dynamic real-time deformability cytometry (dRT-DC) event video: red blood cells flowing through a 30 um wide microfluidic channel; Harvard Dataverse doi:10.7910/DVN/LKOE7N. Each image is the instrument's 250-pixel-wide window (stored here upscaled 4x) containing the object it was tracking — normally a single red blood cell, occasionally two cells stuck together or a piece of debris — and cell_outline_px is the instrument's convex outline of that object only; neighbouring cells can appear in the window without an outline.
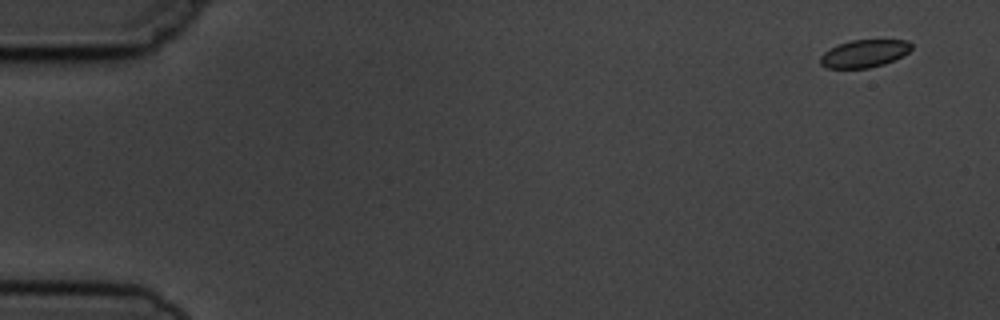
{"species": "common noctule bat (a hibernating species)", "species_latin": "Nyctalus noctula", "temperature_condition": "cold", "stored_images_in_passage": 5, "camera_frame_rate_fps": 3000, "um_per_image_px": 0.085, "animal": {"sex": "male", "body_mass_g": 19.5, "forearm_length_mm": 54.6}, "frame": {"image": 1, "passage_image": 1, "time_ms": 0.0, "image_size_px": [1000, 320], "cell_outline_px": [[912, 48], [908, 52], [884, 64], [868, 68], [828, 68], [820, 64], [820, 56], [824, 52], [840, 44], [852, 40], [908, 40], [912, 44]], "centroid_in_image_um": [73.46, 4.55], "position_along_channel_um": 11.5, "area_um2": 14.45}}
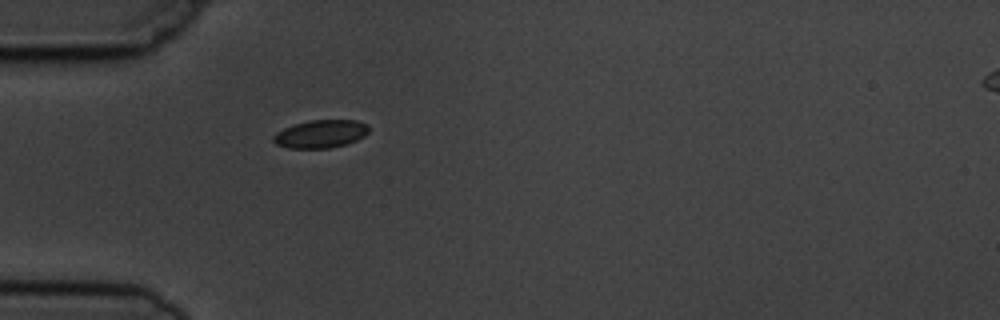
{"frame": {"image": 2, "passage_image": 5, "time_ms": 4.667, "image_size_px": [1000, 320], "cell_outline_px": [[368, 132], [364, 136], [356, 140], [344, 144], [328, 148], [288, 148], [276, 144], [272, 140], [272, 136], [276, 132], [284, 128], [308, 120], [356, 120], [368, 124]], "centroid_in_image_um": [27.24, 11.38], "position_along_channel_um": 57.8, "area_um2": 15.49}}